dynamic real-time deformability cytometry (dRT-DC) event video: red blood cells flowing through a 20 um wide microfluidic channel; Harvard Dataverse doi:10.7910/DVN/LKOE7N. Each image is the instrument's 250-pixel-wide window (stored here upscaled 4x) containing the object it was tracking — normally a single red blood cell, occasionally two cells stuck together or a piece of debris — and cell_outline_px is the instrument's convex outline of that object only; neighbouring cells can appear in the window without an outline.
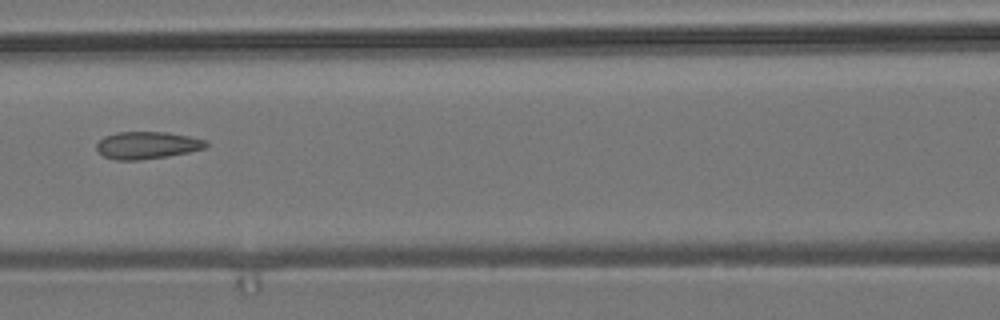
{"species": "common noctule bat (a hibernating species)", "species_latin": "Nyctalus noctula", "temperature_condition": "room temperature", "stored_images_in_passage": 8, "camera_frame_rate_fps": 3000, "um_per_image_px": 0.085, "animal": {"sex": "male", "body_mass_g": 19.2, "forearm_length_mm": 51.8}, "frame": {"image": 1, "passage_image": 8, "time_ms": 8.0, "image_size_px": [1000, 320], "cell_outline_px": [[208, 144], [204, 148], [188, 152], [168, 156], [136, 160], [116, 160], [104, 156], [96, 148], [96, 144], [104, 136], [116, 132], [168, 132], [188, 136], [204, 140]], "centroid_in_image_um": [12.47, 12.34], "position_along_channel_um": 154.1, "area_um2": 17.22}}